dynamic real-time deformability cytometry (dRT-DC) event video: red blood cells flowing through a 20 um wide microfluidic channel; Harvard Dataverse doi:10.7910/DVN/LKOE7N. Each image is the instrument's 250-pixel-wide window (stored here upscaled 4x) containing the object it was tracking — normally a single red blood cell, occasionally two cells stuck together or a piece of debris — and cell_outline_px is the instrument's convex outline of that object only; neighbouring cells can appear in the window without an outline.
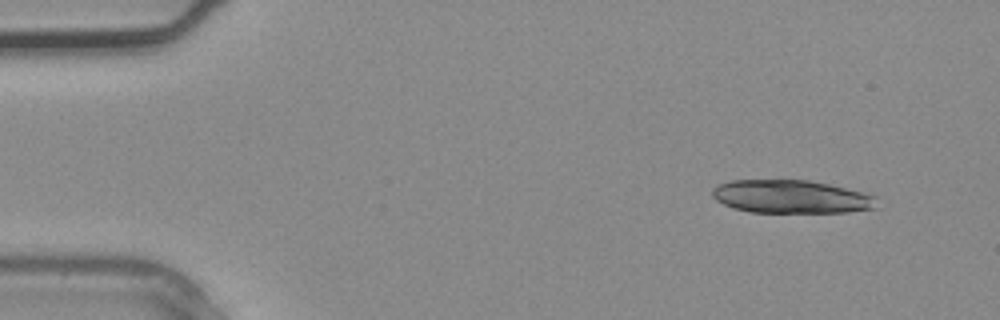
{"species": "common noctule bat (a hibernating species)", "species_latin": "Nyctalus noctula", "temperature_condition": "warm", "stored_images_in_passage": 3, "camera_frame_rate_fps": 3000, "um_per_image_px": 0.085, "animal": {"sex": "male", "body_mass_g": 20.4}, "frame": {"image": 1, "passage_image": 1, "time_ms": 0.0, "image_size_px": [1000, 320], "cell_outline_px": [[876, 208], [848, 212], [752, 212], [732, 208], [716, 200], [712, 196], [712, 188], [716, 184], [732, 180], [808, 180], [828, 184], [876, 196]], "centroid_in_image_um": [67.2, 16.72], "position_along_channel_um": 17.8, "area_um2": 31.73}}